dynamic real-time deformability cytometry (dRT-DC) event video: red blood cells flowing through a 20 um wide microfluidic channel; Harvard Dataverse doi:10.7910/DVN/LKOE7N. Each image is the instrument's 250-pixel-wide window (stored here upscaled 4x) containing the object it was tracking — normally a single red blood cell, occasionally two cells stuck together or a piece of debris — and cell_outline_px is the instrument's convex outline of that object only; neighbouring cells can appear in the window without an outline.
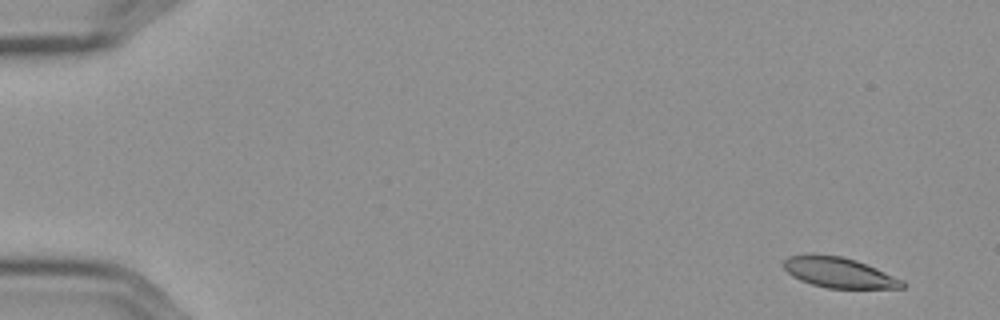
{"species": "Egyptian fruit bat (a non-hibernating species)", "species_latin": "Rousettus aegyptiacus", "temperature_condition": "cold", "stored_images_in_passage": 36, "camera_frame_rate_fps": 3000, "um_per_image_px": 0.085, "frame": {"image": 1, "passage_image": 1, "time_ms": 0.0, "image_size_px": [1000, 320], "cell_outline_px": [[908, 284], [904, 288], [828, 288], [812, 284], [800, 280], [792, 276], [784, 268], [784, 260], [788, 256], [808, 252], [840, 256], [856, 260], [876, 268], [904, 280]], "centroid_in_image_um": [71.3, 23.15], "position_along_channel_um": 13.7, "area_um2": 21.27}}
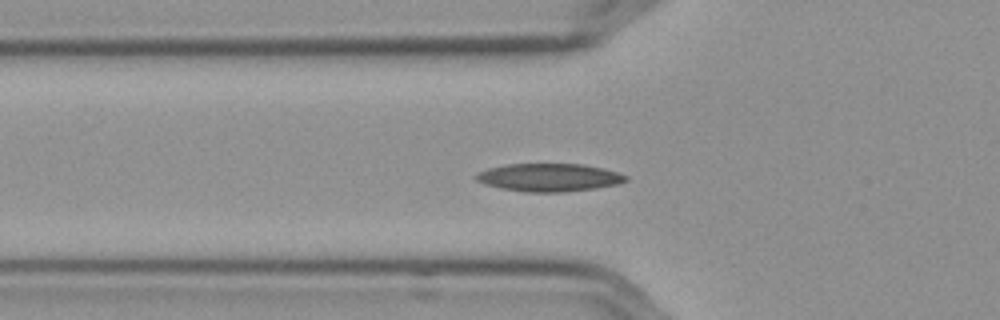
{"frame": {"image": 2, "passage_image": 18, "time_ms": 5.667, "image_size_px": [1000, 320], "cell_outline_px": [[628, 180], [620, 184], [596, 188], [564, 192], [528, 192], [500, 188], [484, 184], [476, 180], [472, 176], [476, 172], [488, 168], [508, 164], [584, 164], [604, 168], [628, 176]], "centroid_in_image_um": [46.66, 15.08], "position_along_channel_um": 79.1, "area_um2": 24.62}}
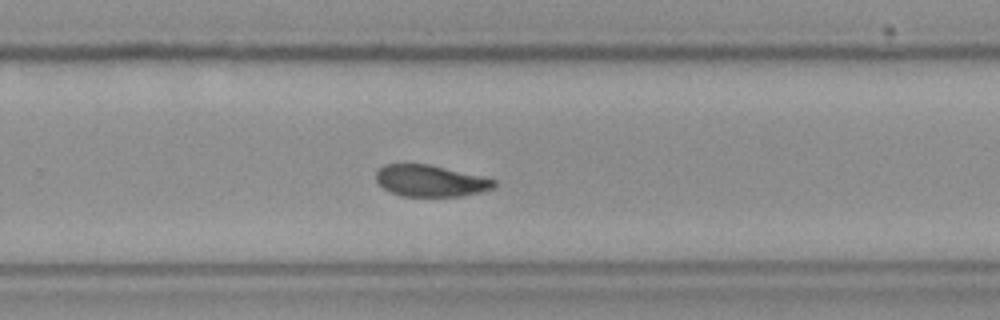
{"frame": {"image": 3, "passage_image": 36, "time_ms": 11.667, "image_size_px": [1000, 320], "cell_outline_px": [[496, 188], [464, 196], [400, 196], [384, 188], [376, 180], [376, 172], [384, 164], [428, 164], [496, 180]], "centroid_in_image_um": [36.59, 15.38], "position_along_channel_um": 293.2, "area_um2": 21.5}}